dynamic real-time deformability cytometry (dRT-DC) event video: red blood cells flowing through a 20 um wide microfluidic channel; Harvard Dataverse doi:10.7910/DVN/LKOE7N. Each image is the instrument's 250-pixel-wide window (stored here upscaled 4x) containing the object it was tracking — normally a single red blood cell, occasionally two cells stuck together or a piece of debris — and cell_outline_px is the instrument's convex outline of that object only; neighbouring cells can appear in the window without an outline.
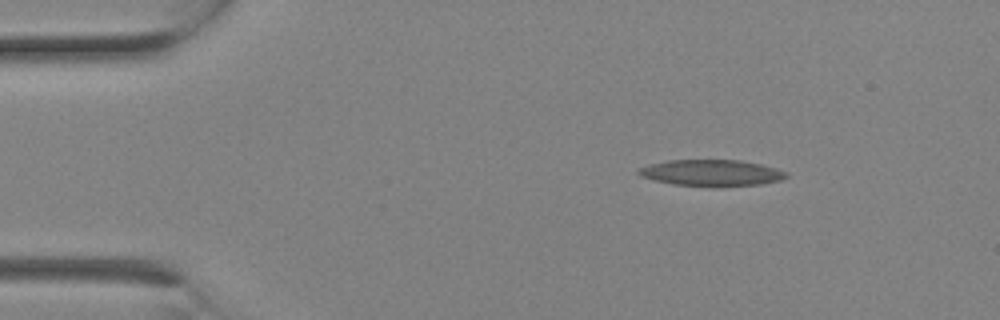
{"species": "Egyptian fruit bat (a non-hibernating species)", "species_latin": "Rousettus aegyptiacus", "temperature_condition": "room temperature", "stored_images_in_passage": 1, "camera_frame_rate_fps": 3000, "um_per_image_px": 0.085, "animal": {"sex": "female"}, "frame": {"image": 1, "passage_image": 1, "time_ms": 0.0, "image_size_px": [1000, 320], "cell_outline_px": [[788, 176], [780, 180], [760, 184], [672, 184], [640, 176], [636, 172], [640, 168], [648, 164], [668, 160], [740, 160], [760, 164], [776, 168], [788, 172]], "centroid_in_image_um": [60.46, 14.65], "position_along_channel_um": 24.5, "area_um2": 21.73}}